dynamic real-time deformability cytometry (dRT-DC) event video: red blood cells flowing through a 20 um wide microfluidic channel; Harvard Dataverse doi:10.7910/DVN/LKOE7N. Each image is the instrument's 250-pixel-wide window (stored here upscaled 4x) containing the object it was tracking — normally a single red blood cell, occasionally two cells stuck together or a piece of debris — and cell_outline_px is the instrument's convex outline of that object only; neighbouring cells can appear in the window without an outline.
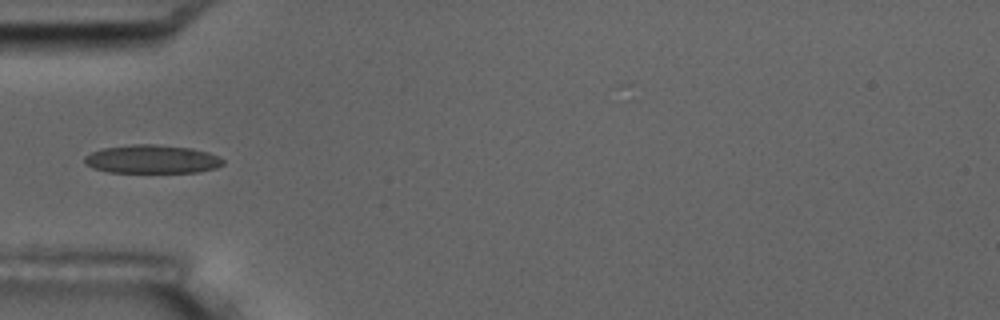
{"species": "common noctule bat (a hibernating species)", "species_latin": "Nyctalus noctula", "temperature_condition": "room temperature", "stored_images_in_passage": 5, "camera_frame_rate_fps": 3000, "um_per_image_px": 0.085, "animal": {"sex": "male", "body_mass_g": 17.5, "forearm_length_mm": 52.3}, "frame": {"image": 1, "passage_image": 5, "time_ms": 5.333, "image_size_px": [1000, 320], "cell_outline_px": [[224, 164], [216, 168], [196, 172], [108, 172], [92, 168], [84, 164], [84, 156], [100, 148], [136, 144], [156, 144], [192, 148], [208, 152], [224, 160]], "centroid_in_image_um": [12.88, 13.53], "position_along_channel_um": 72.1, "area_um2": 23.06}}